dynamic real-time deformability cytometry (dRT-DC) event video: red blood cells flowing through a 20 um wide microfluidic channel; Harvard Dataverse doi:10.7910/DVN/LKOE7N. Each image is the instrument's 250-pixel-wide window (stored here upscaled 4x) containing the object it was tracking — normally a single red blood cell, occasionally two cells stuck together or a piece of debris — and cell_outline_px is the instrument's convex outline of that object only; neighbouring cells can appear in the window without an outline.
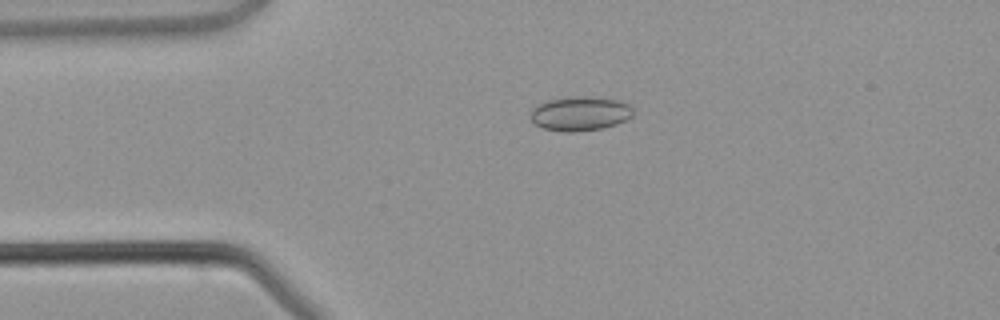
{"species": "common noctule bat (a hibernating species)", "species_latin": "Nyctalus noctula", "temperature_condition": "warm", "stored_images_in_passage": 3, "camera_frame_rate_fps": 3000, "um_per_image_px": 0.085, "animal": {"sex": "male", "body_mass_g": 21.5, "forearm_length_mm": 52.0}, "frame": {"image": 1, "passage_image": 3, "time_ms": 2.667, "image_size_px": [1000, 320], "cell_outline_px": [[632, 116], [616, 124], [604, 128], [576, 132], [564, 132], [544, 128], [532, 124], [532, 108], [548, 100], [572, 96], [588, 96], [620, 100], [628, 104], [632, 108]], "centroid_in_image_um": [49.31, 9.66], "position_along_channel_um": 35.7, "area_um2": 20.52}}